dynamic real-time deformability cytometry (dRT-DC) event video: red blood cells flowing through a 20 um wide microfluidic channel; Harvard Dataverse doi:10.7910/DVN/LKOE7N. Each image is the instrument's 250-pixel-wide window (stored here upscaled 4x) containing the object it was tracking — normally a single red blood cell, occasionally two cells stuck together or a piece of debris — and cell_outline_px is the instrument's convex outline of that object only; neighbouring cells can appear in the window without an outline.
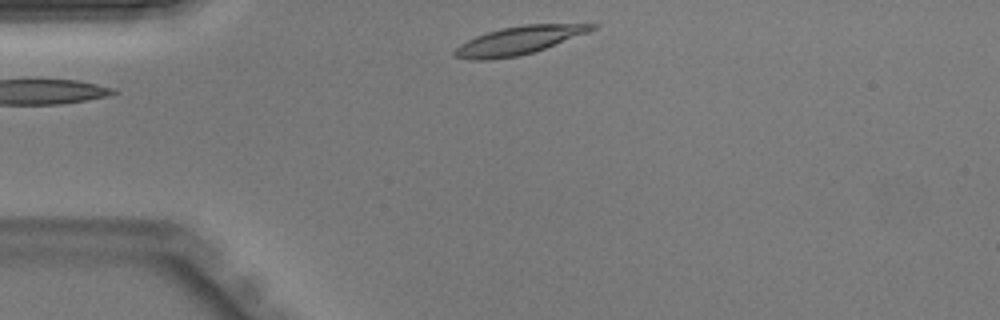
{"species": "Egyptian fruit bat (a non-hibernating species)", "species_latin": "Rousettus aegyptiacus", "temperature_condition": "warm", "stored_images_in_passage": 27, "camera_frame_rate_fps": 3000, "um_per_image_px": 0.085, "animal": {"sex": "male"}, "frame": {"image": 1, "passage_image": 1, "time_ms": 0.0, "image_size_px": [1000, 320], "cell_outline_px": [[600, 24], [596, 28], [588, 32], [544, 48], [532, 52], [516, 56], [488, 60], [472, 60], [452, 56], [452, 52], [460, 44], [476, 36], [488, 32], [504, 28], [524, 24]], "centroid_in_image_um": [44.05, 3.44], "position_along_channel_um": 40.9, "area_um2": 22.08}}
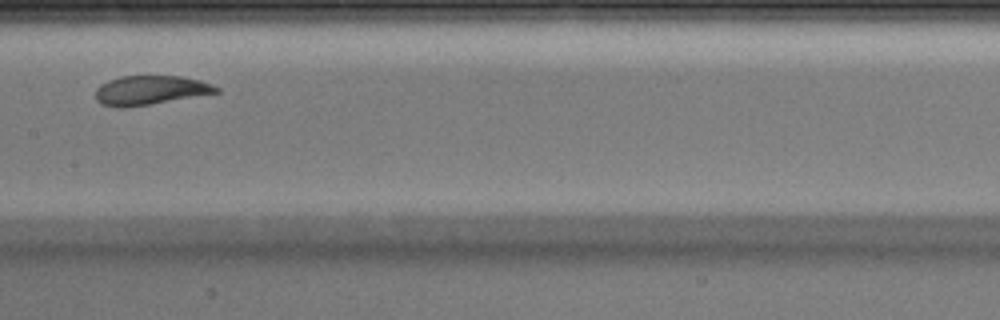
{"frame": {"image": 2, "passage_image": 13, "time_ms": 4.0, "image_size_px": [1000, 320], "cell_outline_px": [[220, 92], [124, 108], [120, 108], [100, 104], [96, 100], [96, 88], [100, 84], [108, 80], [120, 76], [184, 76], [200, 80], [212, 84], [220, 88]], "centroid_in_image_um": [12.75, 7.66], "position_along_channel_um": 194.7, "area_um2": 20.52}}
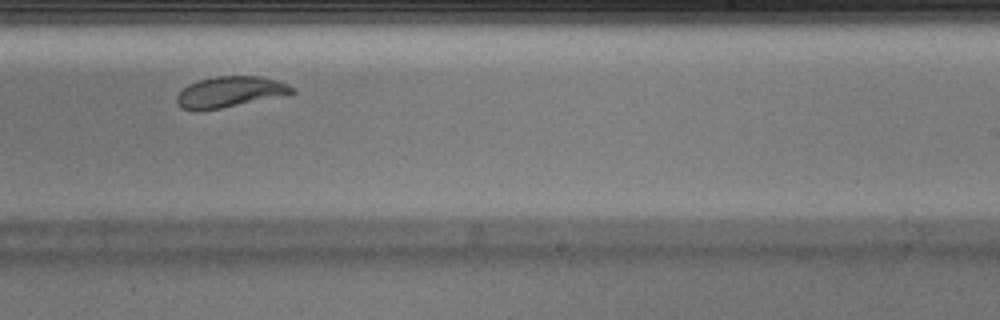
{"frame": {"image": 3, "passage_image": 18, "time_ms": 5.667, "image_size_px": [1000, 320], "cell_outline_px": [[296, 92], [220, 108], [180, 108], [176, 104], [176, 96], [188, 84], [200, 80], [216, 76], [260, 76], [276, 80], [288, 84]], "centroid_in_image_um": [19.53, 7.78], "position_along_channel_um": 269.5, "area_um2": 19.88}}